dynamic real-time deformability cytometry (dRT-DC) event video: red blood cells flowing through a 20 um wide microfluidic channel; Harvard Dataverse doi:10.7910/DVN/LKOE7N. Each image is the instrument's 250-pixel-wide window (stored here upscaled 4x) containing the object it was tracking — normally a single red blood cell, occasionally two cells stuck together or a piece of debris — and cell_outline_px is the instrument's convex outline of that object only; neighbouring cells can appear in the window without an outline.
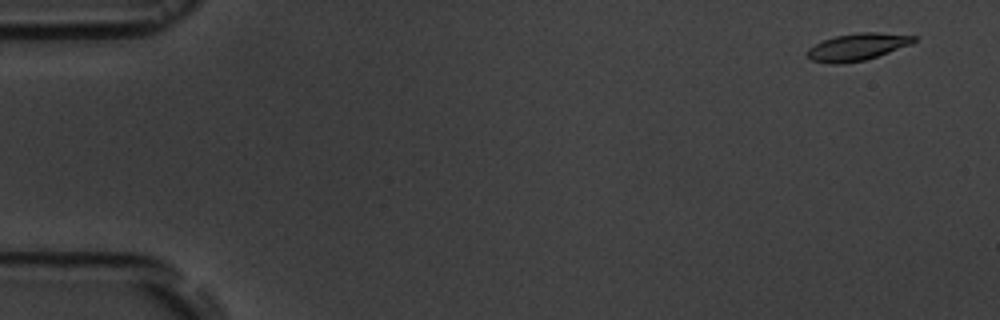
{"species": "common noctule bat (a hibernating species)", "species_latin": "Nyctalus noctula", "temperature_condition": "room temperature", "stored_images_in_passage": 6, "camera_frame_rate_fps": 3000, "um_per_image_px": 0.085, "animal": {"sex": "male", "body_mass_g": 19.5, "forearm_length_mm": 54.6}, "frame": {"image": 1, "passage_image": 2, "time_ms": 1.0, "image_size_px": [1000, 320], "cell_outline_px": [[916, 40], [912, 44], [864, 60], [840, 64], [832, 64], [812, 60], [808, 56], [808, 48], [824, 40], [836, 36], [860, 32], [876, 32], [916, 36]], "centroid_in_image_um": [72.88, 3.98], "position_along_channel_um": 12.1, "area_um2": 16.53}}
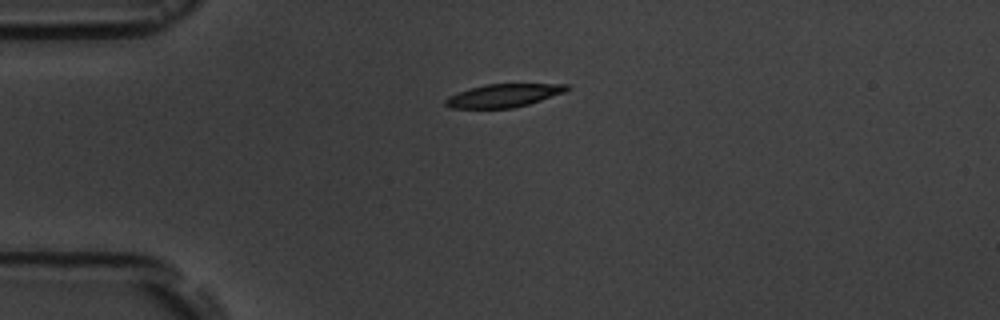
{"frame": {"image": 2, "passage_image": 5, "time_ms": 4.667, "image_size_px": [1000, 320], "cell_outline_px": [[572, 88], [564, 92], [528, 104], [512, 108], [448, 108], [444, 104], [444, 100], [448, 96], [468, 88], [484, 84], [568, 84]], "centroid_in_image_um": [42.76, 8.11], "position_along_channel_um": 42.2, "area_um2": 16.42}}